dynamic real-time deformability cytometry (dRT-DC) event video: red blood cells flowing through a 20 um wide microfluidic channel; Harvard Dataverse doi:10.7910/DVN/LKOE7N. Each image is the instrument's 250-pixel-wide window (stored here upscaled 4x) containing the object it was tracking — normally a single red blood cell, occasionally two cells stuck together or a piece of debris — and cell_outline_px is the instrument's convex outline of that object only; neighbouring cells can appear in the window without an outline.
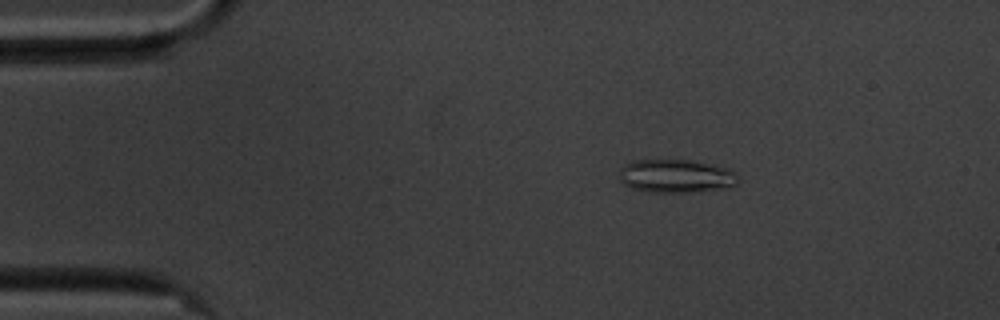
{"species": "common noctule bat (a hibernating species)", "species_latin": "Nyctalus noctula", "temperature_condition": "cold", "stored_images_in_passage": 57, "camera_frame_rate_fps": 3000, "um_per_image_px": 0.085, "animal": {"sex": "male", "body_mass_g": 20.1, "forearm_length_mm": 53.5}, "frame": {"image": 1, "passage_image": 10, "time_ms": 3.0, "image_size_px": [1000, 320], "cell_outline_px": [[740, 180], [736, 184], [724, 188], [692, 192], [648, 192], [632, 188], [624, 184], [620, 180], [620, 168], [632, 160], [692, 160], [724, 168], [736, 172], [740, 176]], "centroid_in_image_um": [57.46, 14.97], "position_along_channel_um": 27.5, "area_um2": 23.06}}
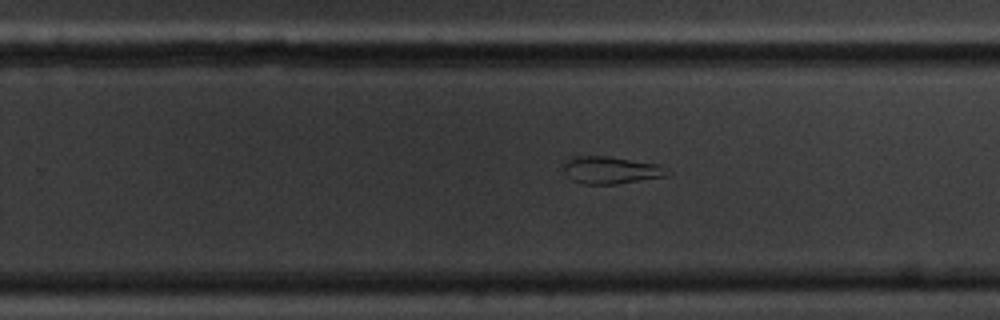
{"frame": {"image": 2, "passage_image": 36, "time_ms": 11.667, "image_size_px": [1000, 320], "cell_outline_px": [[672, 172], [664, 176], [616, 184], [584, 184], [572, 180], [564, 172], [564, 160], [572, 156], [608, 156], [660, 164]], "centroid_in_image_um": [51.91, 14.45], "position_along_channel_um": 277.9, "area_um2": 16.59}}
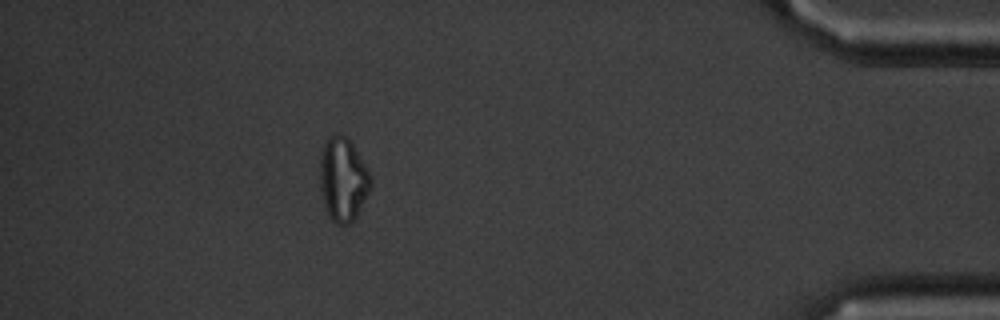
{"frame": {"image": 3, "passage_image": 51, "time_ms": 16.667, "image_size_px": [1000, 320], "cell_outline_px": [[372, 184], [356, 216], [348, 224], [336, 224], [328, 216], [324, 204], [320, 188], [320, 152], [328, 136], [336, 132], [348, 136], [368, 168], [372, 180]], "centroid_in_image_um": [29.14, 15.19], "position_along_channel_um": 406.1, "area_um2": 25.03}, "authors_computed_cell_mechanics": {"area_um2": 22.3108, "velocity_mm_per_s": 3.5377, "shape_relaxation_time_tau1_ms": null, "shape_relaxation_time_tau2_ms": 4.5932, "deformation_change_tau1": null, "deformation_change_tau2": 0.1201}}